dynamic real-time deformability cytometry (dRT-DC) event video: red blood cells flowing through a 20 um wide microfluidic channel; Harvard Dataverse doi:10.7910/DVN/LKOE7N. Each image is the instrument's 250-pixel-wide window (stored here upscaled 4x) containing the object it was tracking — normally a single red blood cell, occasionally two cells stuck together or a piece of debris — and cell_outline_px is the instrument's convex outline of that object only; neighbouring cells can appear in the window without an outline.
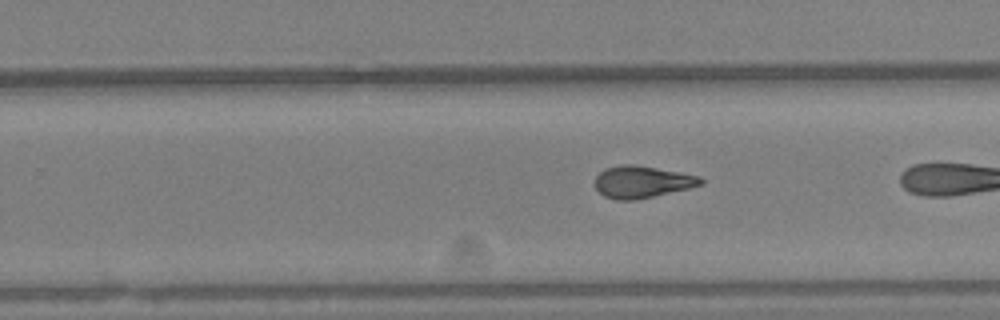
{"species": "Egyptian fruit bat (a non-hibernating species)", "species_latin": "Rousettus aegyptiacus", "temperature_condition": "warm", "stored_images_in_passage": 45, "camera_frame_rate_fps": 3000, "um_per_image_px": 0.085, "animal": {"sex": "female"}, "frame": {"image": 1, "passage_image": 36, "time_ms": 11.667, "image_size_px": [1000, 320], "cell_outline_px": [[704, 184], [688, 188], [636, 200], [616, 200], [604, 196], [596, 188], [596, 176], [604, 168], [624, 164], [632, 164], [680, 172], [700, 176], [704, 180]], "centroid_in_image_um": [54.58, 15.46], "position_along_channel_um": 275.2, "area_um2": 19.59}}